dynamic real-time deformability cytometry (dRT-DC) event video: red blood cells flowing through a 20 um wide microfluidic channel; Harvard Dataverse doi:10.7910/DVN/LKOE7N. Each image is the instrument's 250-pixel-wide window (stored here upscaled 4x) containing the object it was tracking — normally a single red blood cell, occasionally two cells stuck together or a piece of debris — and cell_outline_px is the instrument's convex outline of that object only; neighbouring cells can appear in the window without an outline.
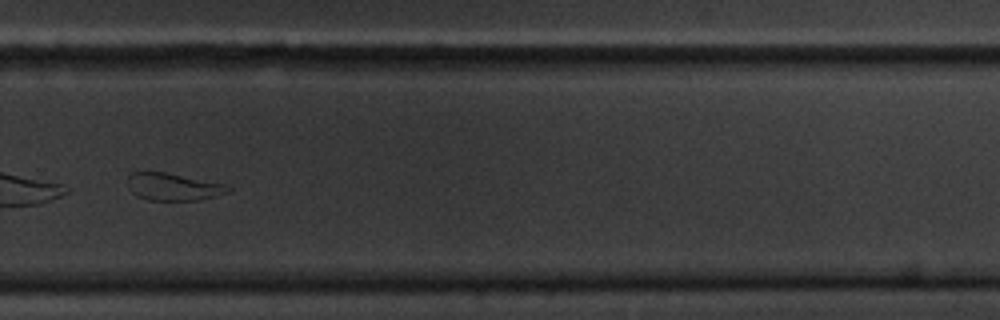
{"species": "common noctule bat (a hibernating species)", "species_latin": "Nyctalus noctula", "temperature_condition": "cold", "stored_images_in_passage": 58, "camera_frame_rate_fps": 3000, "um_per_image_px": 0.085, "animal": {"sex": "male", "body_mass_g": 20.1, "forearm_length_mm": 53.5}, "frame": {"image": 1, "passage_image": 40, "time_ms": 13.0, "image_size_px": [1000, 320], "cell_outline_px": [[232, 188], [228, 192], [216, 196], [200, 200], [148, 200], [136, 196], [128, 188], [128, 176], [132, 172], [164, 172], [228, 184]], "centroid_in_image_um": [14.74, 15.88], "position_along_channel_um": 315.1, "area_um2": 16.13}}
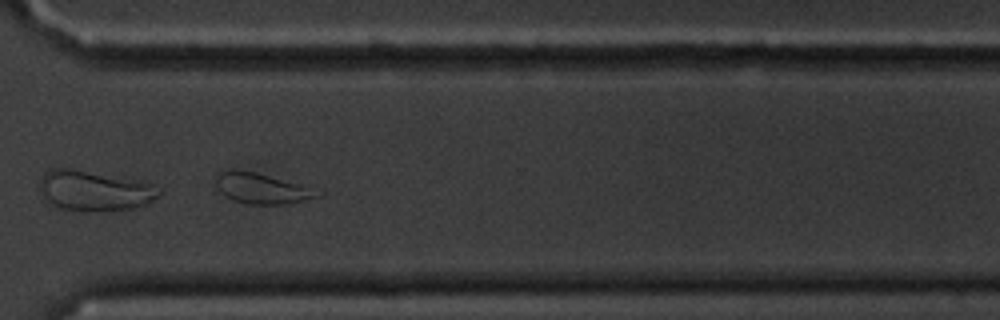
{"frame": {"image": 2, "passage_image": 43, "time_ms": 14.0, "image_size_px": [1000, 320], "cell_outline_px": [[324, 192], [316, 196], [284, 204], [252, 204], [232, 200], [224, 196], [220, 192], [212, 180], [216, 172], [256, 172], [312, 184], [324, 188]], "centroid_in_image_um": [22.37, 16.0], "position_along_channel_um": 348.2, "area_um2": 18.67}, "authors_computed_cell_mechanics": {"area_um2": 29.3624, "velocity_mm_per_s": 3.2898, "shape_relaxation_time_tau1_ms": null, "shape_relaxation_time_tau2_ms": 2.248, "deformation_change_tau1": null, "deformation_change_tau2": 0.1098}}